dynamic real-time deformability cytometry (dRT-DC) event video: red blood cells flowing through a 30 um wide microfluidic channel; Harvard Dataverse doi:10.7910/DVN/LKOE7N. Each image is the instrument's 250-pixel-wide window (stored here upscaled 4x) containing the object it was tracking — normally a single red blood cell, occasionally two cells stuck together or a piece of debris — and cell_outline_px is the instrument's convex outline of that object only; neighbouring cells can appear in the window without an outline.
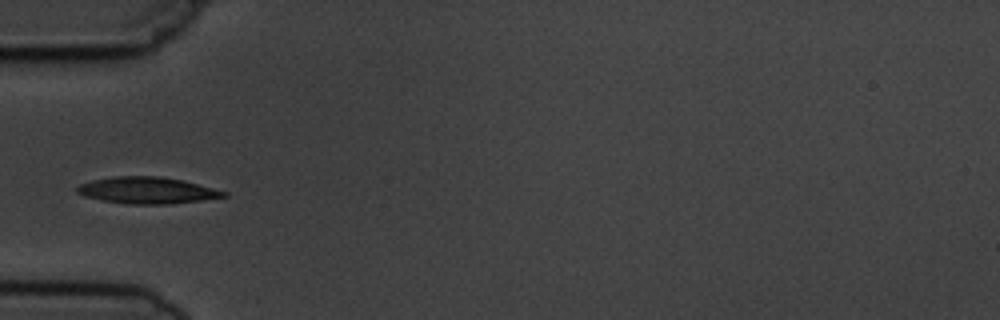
{"species": "common noctule bat (a hibernating species)", "species_latin": "Nyctalus noctula", "temperature_condition": "cold", "stored_images_in_passage": 9, "camera_frame_rate_fps": 3000, "um_per_image_px": 0.085, "animal": {"sex": "male", "body_mass_g": 19.5, "forearm_length_mm": 54.6}, "frame": {"image": 1, "passage_image": 6, "time_ms": 6.0, "image_size_px": [1000, 320], "cell_outline_px": [[228, 196], [200, 200], [168, 204], [128, 204], [104, 200], [84, 196], [76, 192], [76, 188], [80, 184], [92, 180], [112, 176], [160, 176], [180, 180], [228, 192]], "centroid_in_image_um": [12.47, 16.18], "position_along_channel_um": 72.5, "area_um2": 22.43}}
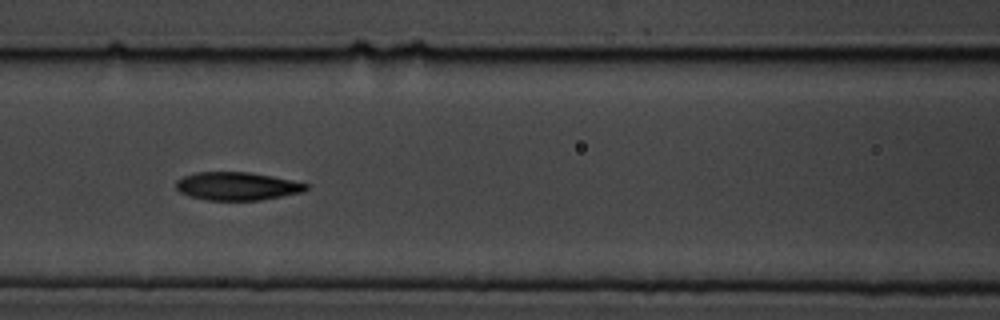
{"frame": {"image": 2, "passage_image": 8, "time_ms": 8.0, "image_size_px": [1000, 320], "cell_outline_px": [[308, 188], [304, 192], [260, 200], [208, 200], [188, 196], [180, 192], [176, 188], [176, 180], [184, 176], [196, 172], [248, 172], [272, 176], [308, 184]], "centroid_in_image_um": [20.13, 15.82], "position_along_channel_um": 146.5, "area_um2": 21.27}}
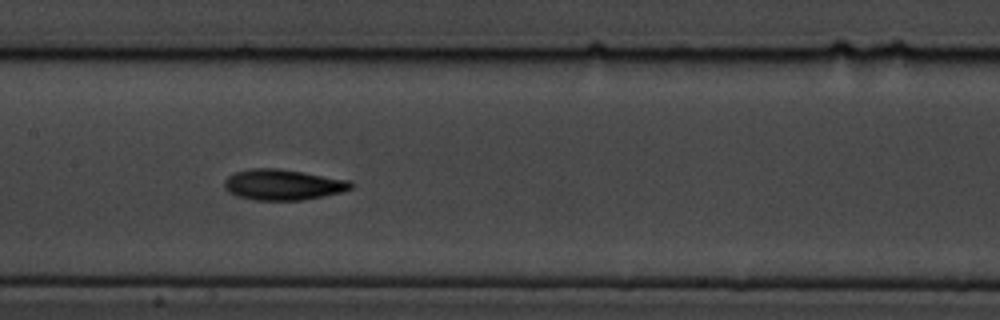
{"frame": {"image": 3, "passage_image": 9, "time_ms": 9.0, "image_size_px": [1000, 320], "cell_outline_px": [[352, 188], [340, 192], [324, 196], [300, 200], [256, 200], [236, 196], [228, 192], [224, 188], [224, 180], [228, 176], [236, 172], [252, 168], [276, 168], [304, 172], [348, 180], [352, 184]], "centroid_in_image_um": [24.0, 15.7], "position_along_channel_um": 183.4, "area_um2": 22.54}}